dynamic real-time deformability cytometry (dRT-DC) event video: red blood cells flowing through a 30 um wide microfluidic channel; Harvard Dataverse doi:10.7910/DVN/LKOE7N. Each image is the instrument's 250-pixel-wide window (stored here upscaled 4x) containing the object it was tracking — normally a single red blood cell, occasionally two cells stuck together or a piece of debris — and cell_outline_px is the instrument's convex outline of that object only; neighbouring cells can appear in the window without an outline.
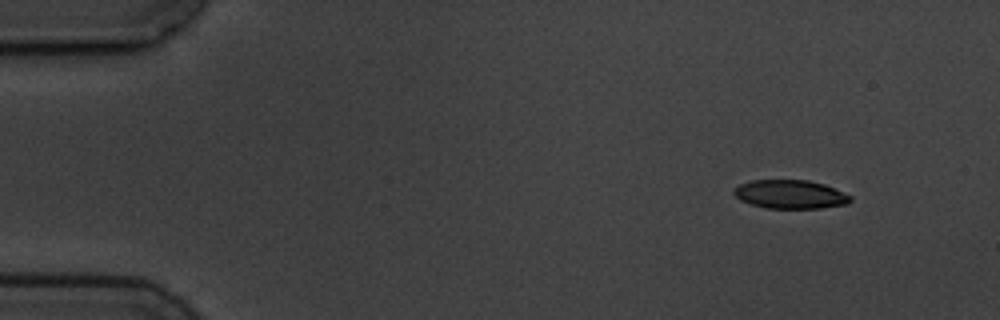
{"species": "common noctule bat (a hibernating species)", "species_latin": "Nyctalus noctula", "temperature_condition": "cold", "stored_images_in_passage": 7, "camera_frame_rate_fps": 3000, "um_per_image_px": 0.085, "animal": {"sex": "male", "body_mass_g": 19.5, "forearm_length_mm": 54.6}, "frame": {"image": 1, "passage_image": 1, "time_ms": 0.0, "image_size_px": [1000, 320], "cell_outline_px": [[852, 200], [848, 204], [820, 208], [764, 208], [740, 200], [732, 192], [740, 184], [752, 180], [808, 180], [824, 184], [852, 196]], "centroid_in_image_um": [67.19, 16.52], "position_along_channel_um": 17.8, "area_um2": 19.42}}
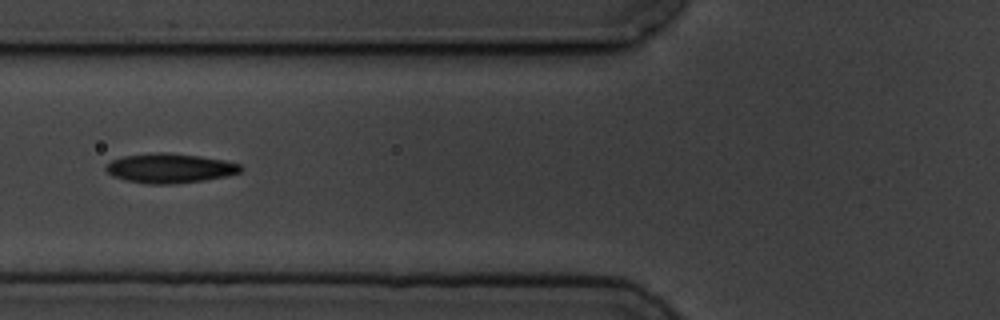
{"frame": {"image": 2, "passage_image": 6, "time_ms": 5.333, "image_size_px": [1000, 320], "cell_outline_px": [[244, 168], [240, 172], [228, 176], [204, 180], [172, 184], [148, 184], [124, 180], [112, 176], [104, 168], [112, 160], [124, 156], [156, 152], [168, 152], [200, 156], [224, 160], [240, 164]], "centroid_in_image_um": [14.45, 14.3], "position_along_channel_um": 111.4, "area_um2": 23.29}}
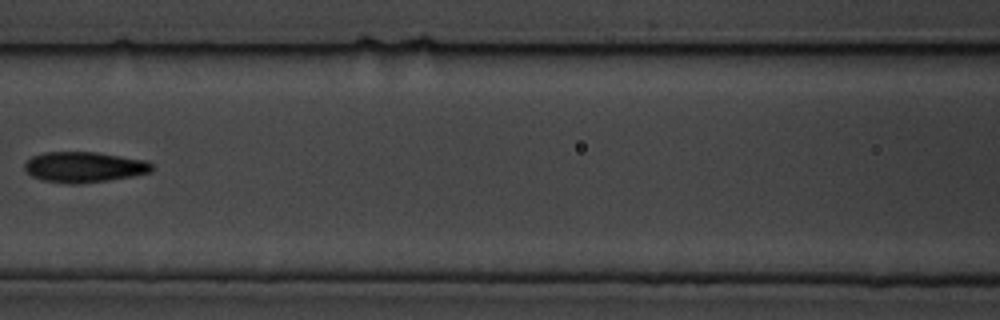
{"frame": {"image": 3, "passage_image": 7, "time_ms": 6.667, "image_size_px": [1000, 320], "cell_outline_px": [[152, 172], [132, 176], [108, 180], [76, 184], [68, 184], [44, 180], [32, 176], [24, 168], [24, 164], [32, 156], [44, 152], [96, 152], [148, 160], [152, 164]], "centroid_in_image_um": [7.17, 14.19], "position_along_channel_um": 159.4, "area_um2": 22.66}}